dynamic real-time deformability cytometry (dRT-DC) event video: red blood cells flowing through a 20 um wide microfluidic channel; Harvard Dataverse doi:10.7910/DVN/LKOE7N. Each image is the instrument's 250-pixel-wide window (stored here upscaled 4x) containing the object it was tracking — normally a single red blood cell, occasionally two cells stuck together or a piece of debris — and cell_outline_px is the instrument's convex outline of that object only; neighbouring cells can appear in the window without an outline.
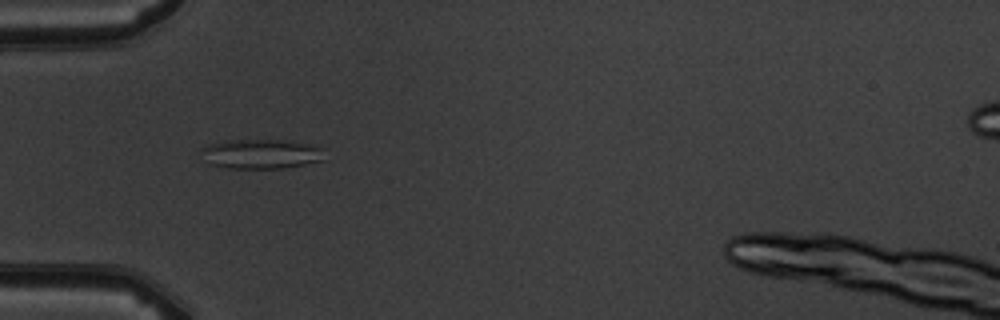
{"species": "common noctule bat (a hibernating species)", "species_latin": "Nyctalus noctula", "temperature_condition": "warm", "stored_images_in_passage": 7, "camera_frame_rate_fps": 3000, "um_per_image_px": 0.085, "animal": {"sex": "male", "body_mass_g": 19.5, "forearm_length_mm": 54.6}, "frame": {"image": 1, "passage_image": 6, "time_ms": 5.667, "image_size_px": [1000, 320], "cell_outline_px": [[324, 160], [284, 168], [228, 168], [208, 164], [200, 148], [208, 144], [224, 140], [292, 140], [312, 144], [324, 148]], "centroid_in_image_um": [22.22, 13.07], "position_along_channel_um": 62.8, "area_um2": 21.56}}
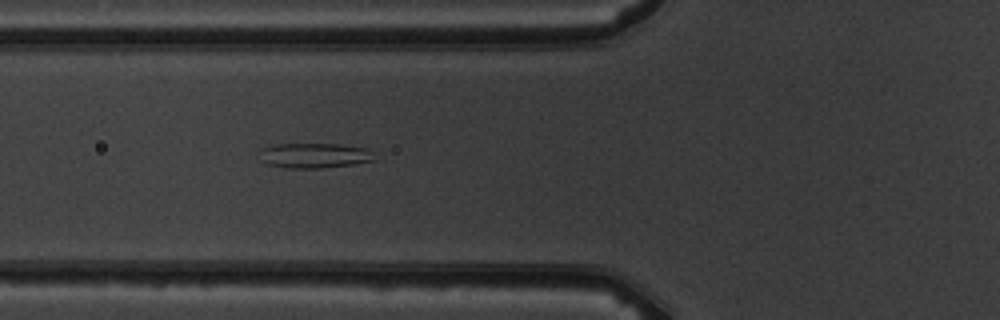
{"frame": {"image": 2, "passage_image": 7, "time_ms": 6.667, "image_size_px": [1000, 320], "cell_outline_px": [[376, 160], [356, 164], [324, 168], [288, 168], [268, 164], [260, 160], [260, 148], [272, 144], [340, 144], [364, 148], [372, 152]], "centroid_in_image_um": [26.71, 13.22], "position_along_channel_um": 99.1, "area_um2": 16.94}}